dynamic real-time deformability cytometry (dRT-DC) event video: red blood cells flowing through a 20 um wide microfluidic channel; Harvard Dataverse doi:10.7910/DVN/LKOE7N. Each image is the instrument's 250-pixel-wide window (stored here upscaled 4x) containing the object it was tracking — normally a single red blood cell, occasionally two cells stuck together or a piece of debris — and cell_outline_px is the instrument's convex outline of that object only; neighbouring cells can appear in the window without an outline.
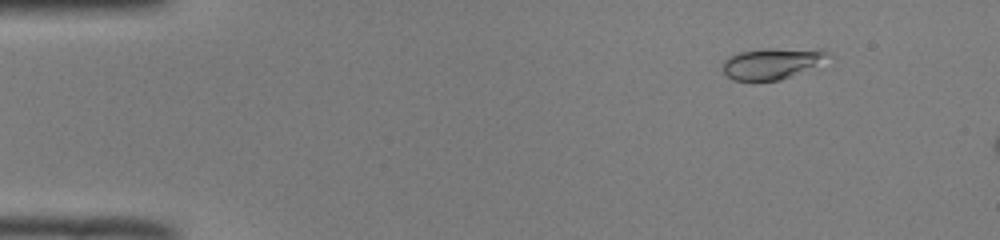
{"species": "common noctule bat (a hibernating species)", "species_latin": "Nyctalus noctula", "temperature_condition": "room temperature", "stored_images_in_passage": 13, "camera_frame_rate_fps": 3000, "um_per_image_px": 0.085, "animal": {"sex": "male", "body_mass_g": 19.0, "forearm_length_mm": 50.8}, "frame": {"image": 1, "passage_image": 6, "time_ms": 1.667, "image_size_px": [1000, 240], "cell_outline_px": [[828, 52], [812, 64], [780, 80], [736, 80], [728, 76], [724, 72], [724, 60], [740, 52], [768, 48], [820, 48]], "centroid_in_image_um": [65.49, 5.36], "position_along_channel_um": 19.5, "area_um2": 17.92}}